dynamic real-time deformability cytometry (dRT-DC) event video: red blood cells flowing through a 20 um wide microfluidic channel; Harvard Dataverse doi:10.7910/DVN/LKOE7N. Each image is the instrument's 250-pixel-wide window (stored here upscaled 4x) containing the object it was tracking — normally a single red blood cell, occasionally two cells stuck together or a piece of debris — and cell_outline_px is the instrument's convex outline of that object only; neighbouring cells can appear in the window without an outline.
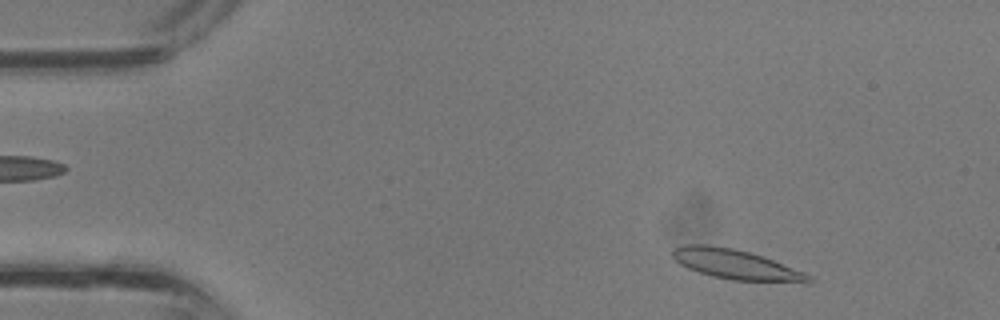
{"species": "common noctule bat (a hibernating species)", "species_latin": "Nyctalus noctula", "temperature_condition": "room temperature", "stored_images_in_passage": 33, "camera_frame_rate_fps": 3000, "um_per_image_px": 0.085, "animal": {"sex": "male", "body_mass_g": 13.3}, "frame": {"image": 1, "passage_image": 1, "time_ms": 0.0, "image_size_px": [1000, 320], "cell_outline_px": [[812, 280], [732, 280], [712, 276], [688, 268], [680, 264], [672, 256], [672, 248], [684, 244], [708, 244], [732, 248], [748, 252], [772, 260], [804, 272], [812, 276]], "centroid_in_image_um": [62.37, 22.42], "position_along_channel_um": 22.6, "area_um2": 22.66}}
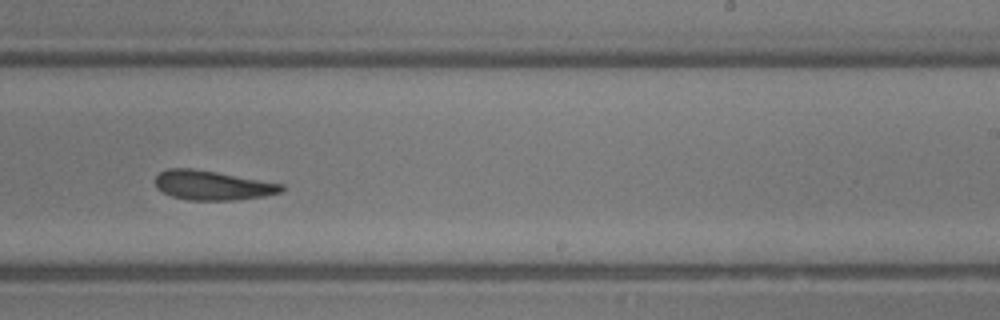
{"frame": {"image": 2, "passage_image": 19, "time_ms": 6.0, "image_size_px": [1000, 320], "cell_outline_px": [[284, 188], [280, 192], [264, 196], [236, 200], [188, 200], [172, 196], [156, 188], [156, 176], [160, 172], [168, 168], [192, 168], [216, 172], [284, 184]], "centroid_in_image_um": [18.05, 15.75], "position_along_channel_um": 271.0, "area_um2": 21.5}}
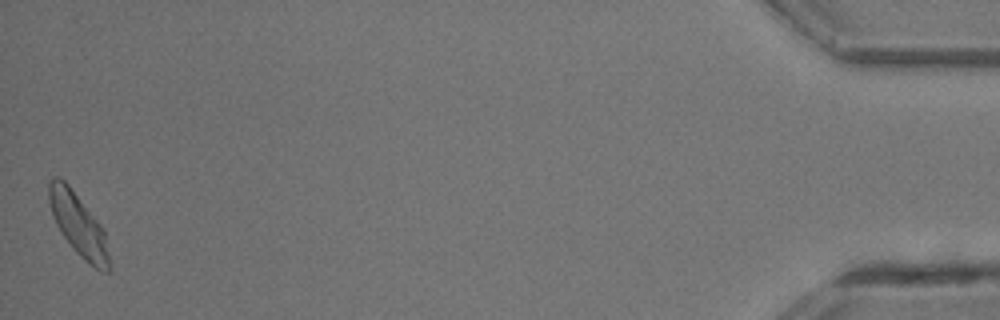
{"frame": {"image": 3, "passage_image": 33, "time_ms": 10.667, "image_size_px": [1000, 320], "cell_outline_px": [[112, 268], [108, 272], [100, 272], [84, 260], [72, 248], [60, 232], [52, 216], [48, 200], [48, 180], [52, 176], [60, 176], [68, 184], [104, 228]], "centroid_in_image_um": [6.67, 19.11], "position_along_channel_um": 428.5, "area_um2": 22.43}}